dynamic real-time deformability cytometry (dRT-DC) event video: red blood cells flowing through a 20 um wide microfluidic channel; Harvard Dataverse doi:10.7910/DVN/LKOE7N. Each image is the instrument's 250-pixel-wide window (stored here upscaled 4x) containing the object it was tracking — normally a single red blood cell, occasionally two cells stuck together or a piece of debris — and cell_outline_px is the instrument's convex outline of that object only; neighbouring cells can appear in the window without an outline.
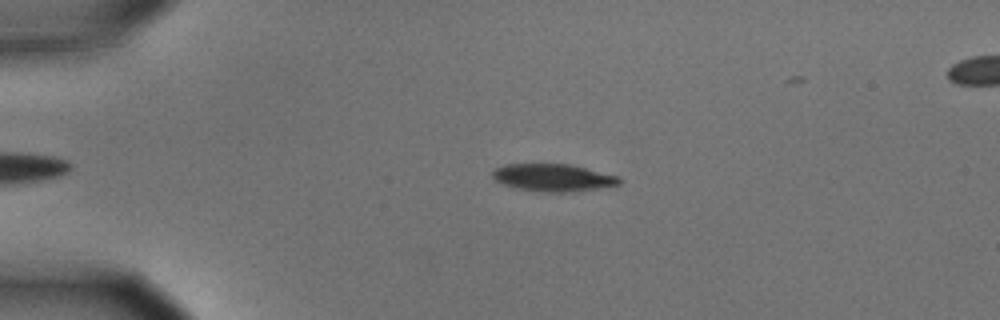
{"species": "common noctule bat (a hibernating species)", "species_latin": "Nyctalus noctula", "temperature_condition": "cold", "stored_images_in_passage": 3, "camera_frame_rate_fps": 3000, "um_per_image_px": 0.085, "animal": {"sex": "male", "body_mass_g": 15.6}, "frame": {"image": 1, "passage_image": 1, "time_ms": 0.0, "image_size_px": [1000, 320], "cell_outline_px": [[624, 180], [620, 184], [596, 188], [564, 192], [548, 192], [520, 188], [504, 184], [492, 180], [492, 172], [496, 168], [504, 164], [572, 164], [620, 176]], "centroid_in_image_um": [47.04, 15.07], "position_along_channel_um": 38.0, "area_um2": 20.17}}